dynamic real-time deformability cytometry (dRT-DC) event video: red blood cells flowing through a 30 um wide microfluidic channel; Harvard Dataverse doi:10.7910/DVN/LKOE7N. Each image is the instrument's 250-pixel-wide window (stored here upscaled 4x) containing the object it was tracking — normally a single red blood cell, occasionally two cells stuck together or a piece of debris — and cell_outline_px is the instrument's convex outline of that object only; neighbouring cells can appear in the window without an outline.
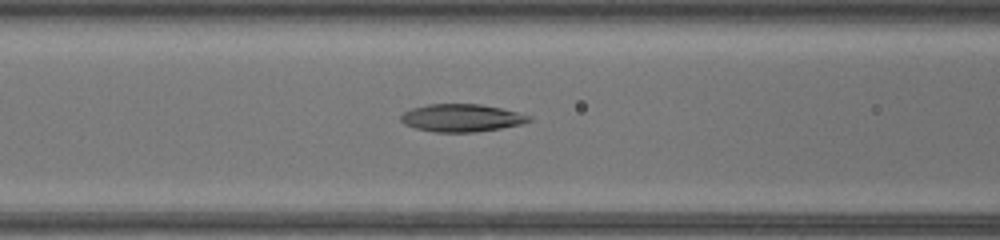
{"species": "common noctule bat (a hibernating species)", "species_latin": "Nyctalus noctula", "temperature_condition": "warm", "stored_images_in_passage": 32, "camera_frame_rate_fps": 3000, "um_per_image_px": 0.085, "animal": {"sex": "female", "body_mass_g": 17.0, "forearm_length_mm": 48.0}, "frame": {"image": 1, "passage_image": 6, "time_ms": 1.667, "image_size_px": [1000, 240], "cell_outline_px": [[532, 120], [520, 124], [500, 128], [476, 132], [432, 132], [416, 128], [404, 124], [400, 120], [400, 116], [404, 112], [412, 108], [428, 104], [480, 104], [500, 108], [532, 116]], "centroid_in_image_um": [39.21, 10.02], "position_along_channel_um": 127.4, "area_um2": 20.58}}
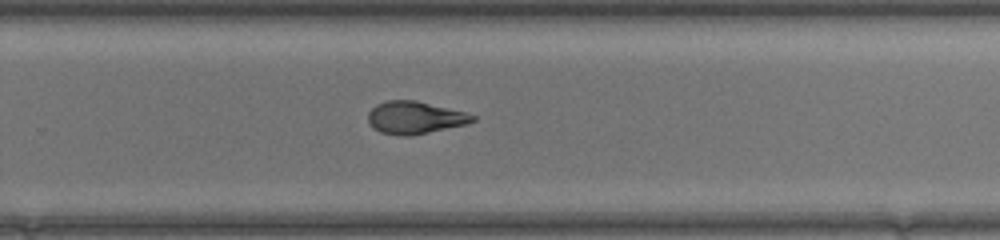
{"frame": {"image": 2, "passage_image": 17, "time_ms": 5.333, "image_size_px": [1000, 240], "cell_outline_px": [[476, 120], [468, 124], [408, 136], [404, 136], [380, 132], [372, 128], [368, 120], [368, 112], [376, 104], [388, 100], [416, 100], [464, 112], [476, 116]], "centroid_in_image_um": [35.25, 9.99], "position_along_channel_um": 294.6, "area_um2": 19.71}}
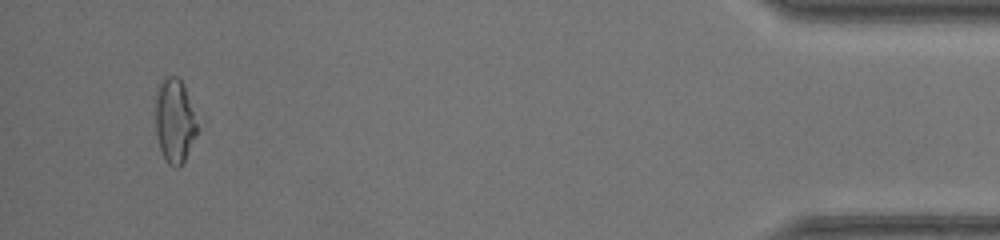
{"frame": {"image": 3, "passage_image": 30, "time_ms": 9.667, "image_size_px": [1000, 240], "cell_outline_px": [[196, 136], [180, 168], [176, 168], [168, 164], [160, 148], [156, 132], [156, 96], [160, 80], [168, 76], [176, 76], [180, 80], [184, 88], [196, 124]], "centroid_in_image_um": [14.8, 10.3], "position_along_channel_um": 420.4, "area_um2": 19.77}}